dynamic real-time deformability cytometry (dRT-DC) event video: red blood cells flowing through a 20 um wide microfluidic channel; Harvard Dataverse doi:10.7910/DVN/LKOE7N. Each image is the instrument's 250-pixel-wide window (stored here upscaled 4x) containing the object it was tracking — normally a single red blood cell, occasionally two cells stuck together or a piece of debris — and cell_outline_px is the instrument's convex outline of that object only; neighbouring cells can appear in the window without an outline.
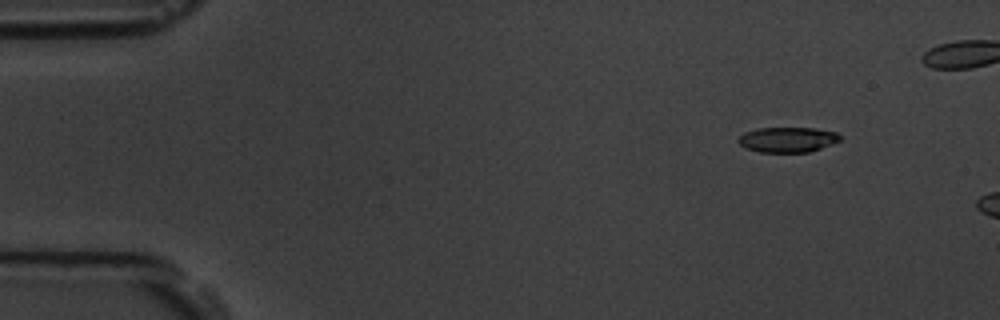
{"species": "common noctule bat (a hibernating species)", "species_latin": "Nyctalus noctula", "temperature_condition": "room temperature", "stored_images_in_passage": 3, "camera_frame_rate_fps": 3000, "um_per_image_px": 0.085, "animal": {"sex": "male", "body_mass_g": 19.5, "forearm_length_mm": 54.6}, "frame": {"image": 1, "passage_image": 1, "time_ms": 0.0, "image_size_px": [1000, 320], "cell_outline_px": [[840, 140], [820, 148], [808, 152], [760, 152], [748, 148], [740, 144], [736, 140], [744, 132], [756, 128], [816, 128], [836, 132], [840, 136]], "centroid_in_image_um": [66.92, 11.86], "position_along_channel_um": 18.1, "area_um2": 14.8}}